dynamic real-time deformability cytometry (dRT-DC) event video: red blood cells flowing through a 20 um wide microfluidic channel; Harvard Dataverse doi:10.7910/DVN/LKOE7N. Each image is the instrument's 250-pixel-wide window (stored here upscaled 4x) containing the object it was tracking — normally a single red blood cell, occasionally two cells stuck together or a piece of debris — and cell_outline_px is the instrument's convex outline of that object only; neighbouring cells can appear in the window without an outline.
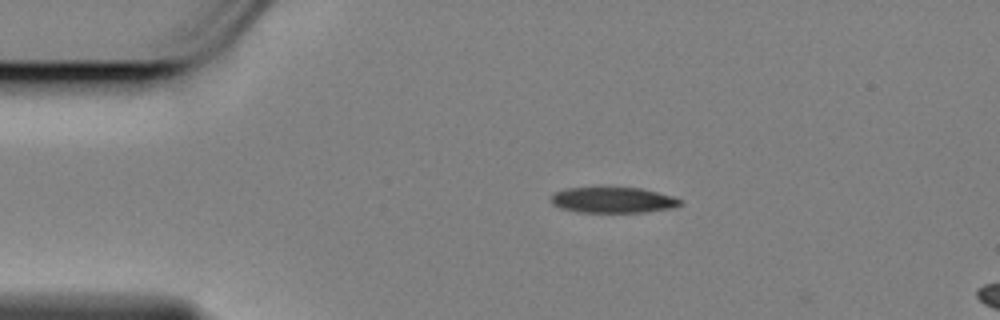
{"species": "Egyptian fruit bat (a non-hibernating species)", "species_latin": "Rousettus aegyptiacus", "temperature_condition": "cold", "stored_images_in_passage": 6, "camera_frame_rate_fps": 3000, "um_per_image_px": 0.085, "animal": {"sex": "female"}, "frame": {"image": 1, "passage_image": 1, "time_ms": 0.0, "image_size_px": [1000, 320], "cell_outline_px": [[684, 204], [672, 208], [644, 212], [580, 212], [560, 208], [552, 204], [552, 192], [564, 188], [640, 188], [672, 196], [684, 200]], "centroid_in_image_um": [52.11, 17.01], "position_along_channel_um": 32.9, "area_um2": 19.36}}